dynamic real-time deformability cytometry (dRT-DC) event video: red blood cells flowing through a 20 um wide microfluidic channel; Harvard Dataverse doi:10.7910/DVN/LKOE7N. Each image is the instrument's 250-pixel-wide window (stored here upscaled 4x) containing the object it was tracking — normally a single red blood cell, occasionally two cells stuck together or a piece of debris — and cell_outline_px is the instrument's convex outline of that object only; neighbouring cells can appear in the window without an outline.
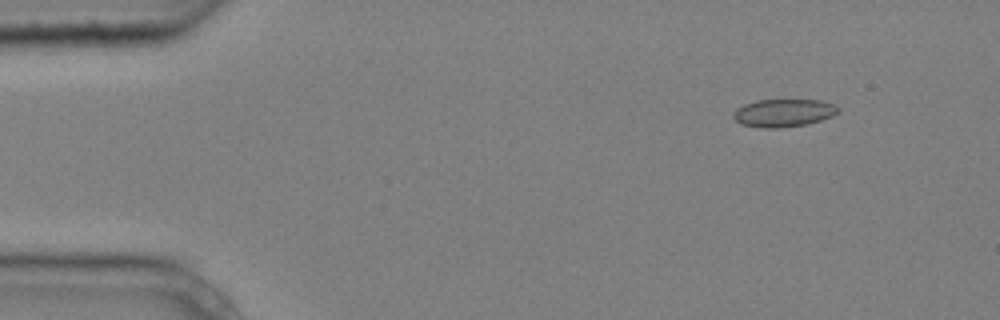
{"species": "common noctule bat (a hibernating species)", "species_latin": "Nyctalus noctula", "temperature_condition": "cold", "stored_images_in_passage": 5, "camera_frame_rate_fps": 3000, "um_per_image_px": 0.085, "animal": {"sex": "male", "body_mass_g": 20.4}, "frame": {"image": 1, "passage_image": 2, "time_ms": 0.333, "image_size_px": [1000, 320], "cell_outline_px": [[840, 108], [832, 116], [808, 124], [780, 128], [760, 128], [740, 124], [732, 116], [736, 108], [744, 104], [756, 100], [820, 100], [836, 104]], "centroid_in_image_um": [66.58, 9.6], "position_along_channel_um": 18.4, "area_um2": 17.11}}
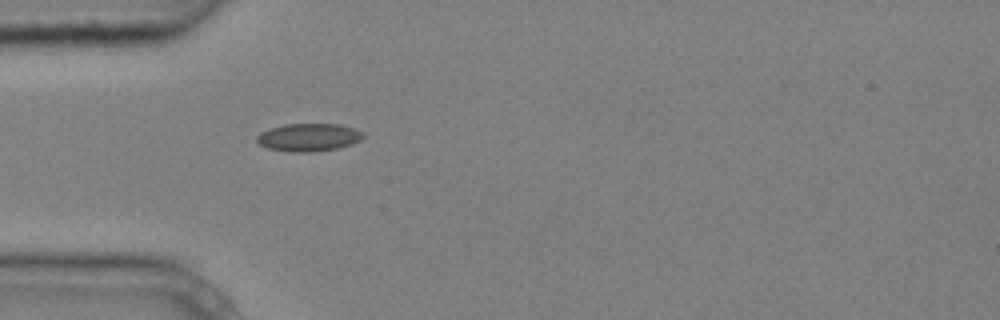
{"frame": {"image": 2, "passage_image": 5, "time_ms": 1.333, "image_size_px": [1000, 320], "cell_outline_px": [[364, 136], [360, 140], [352, 144], [336, 148], [312, 152], [288, 152], [268, 148], [260, 144], [256, 140], [256, 136], [260, 132], [284, 124], [340, 124], [364, 132]], "centroid_in_image_um": [26.23, 11.67], "position_along_channel_um": 58.8, "area_um2": 17.22}}